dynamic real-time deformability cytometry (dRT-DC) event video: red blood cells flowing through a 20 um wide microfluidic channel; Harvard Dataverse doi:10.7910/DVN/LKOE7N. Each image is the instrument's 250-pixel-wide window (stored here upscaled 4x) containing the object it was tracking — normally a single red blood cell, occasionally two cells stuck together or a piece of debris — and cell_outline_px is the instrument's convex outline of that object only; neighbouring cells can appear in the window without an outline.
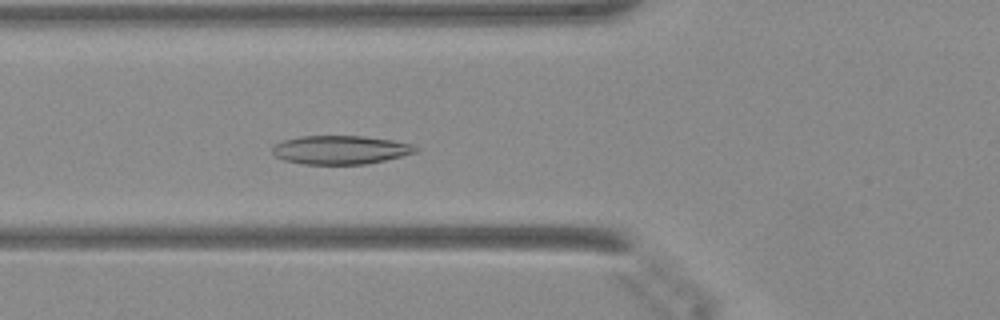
{"species": "Egyptian fruit bat (a non-hibernating species)", "species_latin": "Rousettus aegyptiacus", "temperature_condition": "warm", "stored_images_in_passage": 47, "camera_frame_rate_fps": 3000, "um_per_image_px": 0.085, "animal": {"sex": "female"}, "frame": {"image": 1, "passage_image": 17, "time_ms": 5.333, "image_size_px": [1000, 320], "cell_outline_px": [[420, 148], [416, 152], [368, 164], [304, 164], [284, 160], [276, 156], [272, 152], [272, 144], [284, 140], [300, 136], [364, 136], [392, 140], [412, 144]], "centroid_in_image_um": [28.92, 12.73], "position_along_channel_um": 96.9, "area_um2": 23.93}}
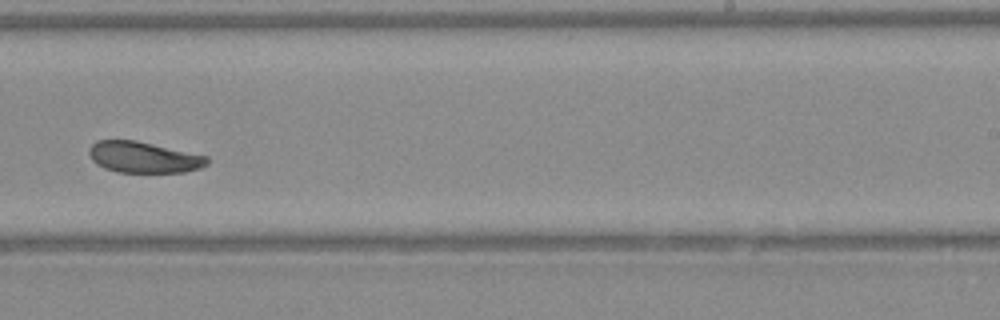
{"frame": {"image": 2, "passage_image": 30, "time_ms": 9.667, "image_size_px": [1000, 320], "cell_outline_px": [[208, 164], [200, 168], [184, 172], [116, 172], [104, 168], [96, 164], [92, 160], [88, 152], [88, 148], [96, 140], [136, 140], [208, 156]], "centroid_in_image_um": [12.18, 13.36], "position_along_channel_um": 276.8, "area_um2": 21.5}}
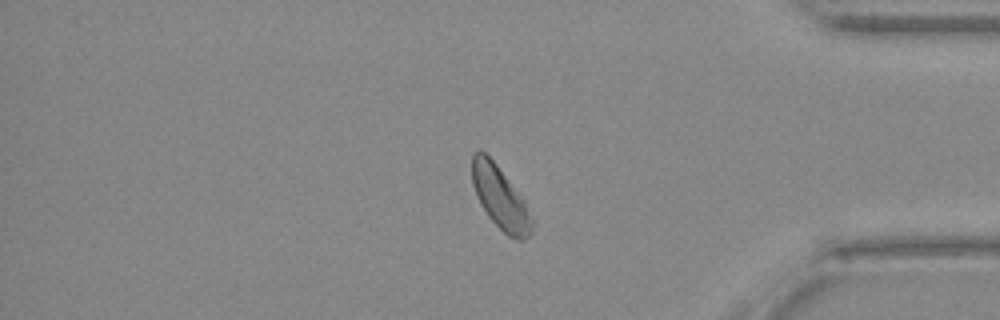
{"frame": {"image": 3, "passage_image": 40, "time_ms": 13.0, "image_size_px": [1000, 320], "cell_outline_px": [[536, 220], [532, 232], [524, 240], [516, 240], [508, 236], [488, 216], [480, 204], [472, 184], [472, 156], [476, 152], [484, 152], [496, 164], [524, 200]], "centroid_in_image_um": [42.57, 16.88], "position_along_channel_um": 392.6, "area_um2": 21.85}}